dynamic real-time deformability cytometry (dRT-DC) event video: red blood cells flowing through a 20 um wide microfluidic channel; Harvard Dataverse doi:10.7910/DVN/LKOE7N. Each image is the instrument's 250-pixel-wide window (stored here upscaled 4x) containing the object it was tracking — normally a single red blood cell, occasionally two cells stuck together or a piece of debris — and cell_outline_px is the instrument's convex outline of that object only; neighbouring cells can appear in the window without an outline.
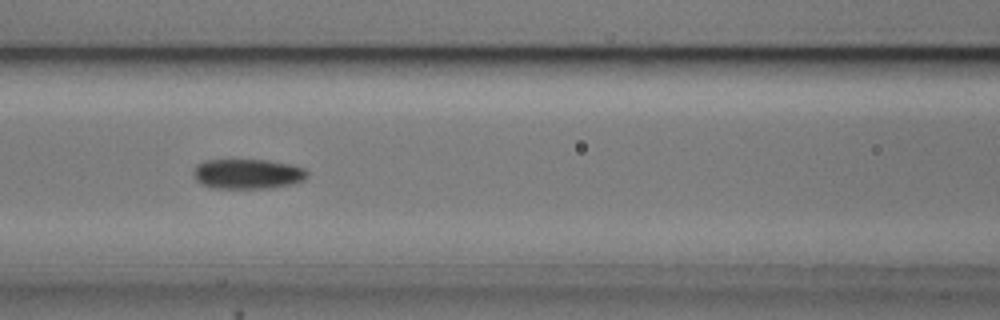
{"species": "common noctule bat (a hibernating species)", "species_latin": "Nyctalus noctula", "temperature_condition": "cold", "stored_images_in_passage": 10, "camera_frame_rate_fps": 3000, "um_per_image_px": 0.085, "animal": {"sex": "male", "body_mass_g": 20.5, "forearm_length_mm": 52.5}, "frame": {"image": 1, "passage_image": 6, "time_ms": 6.667, "image_size_px": [1000, 320], "cell_outline_px": [[308, 176], [304, 180], [292, 184], [268, 188], [212, 188], [196, 180], [192, 172], [196, 164], [204, 160], [268, 160], [288, 164], [304, 168], [308, 172]], "centroid_in_image_um": [21.04, 14.78], "position_along_channel_um": 145.6, "area_um2": 19.88}}
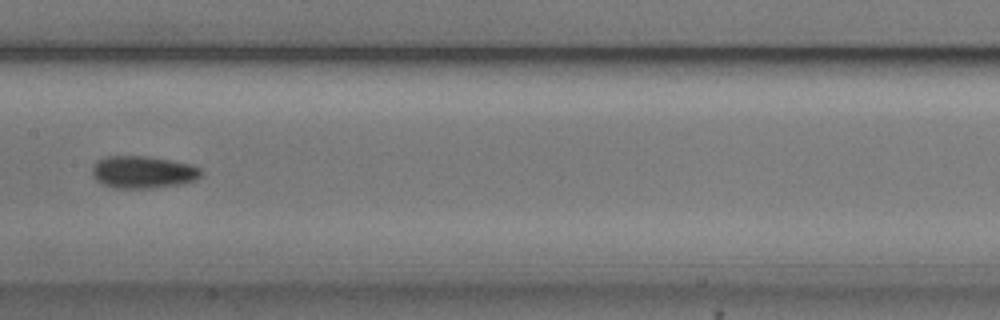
{"frame": {"image": 2, "passage_image": 7, "time_ms": 8.0, "image_size_px": [1000, 320], "cell_outline_px": [[204, 172], [196, 180], [180, 184], [148, 188], [116, 188], [104, 184], [96, 180], [92, 176], [92, 168], [96, 160], [104, 156], [152, 156], [192, 164], [200, 168]], "centroid_in_image_um": [12.16, 14.61], "position_along_channel_um": 195.2, "area_um2": 20.75}}
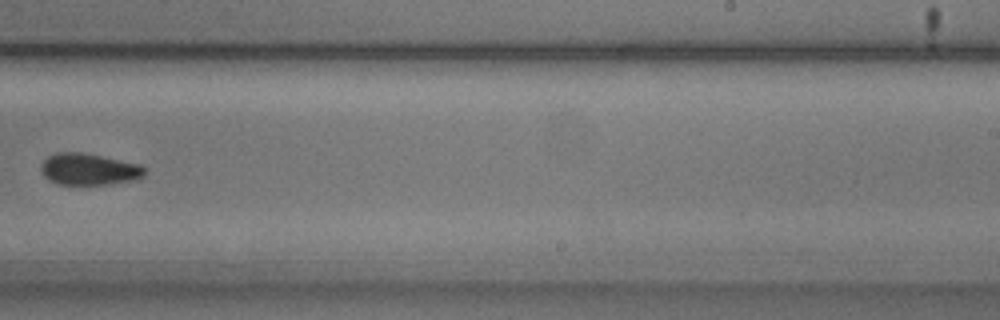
{"frame": {"image": 3, "passage_image": 9, "time_ms": 10.333, "image_size_px": [1000, 320], "cell_outline_px": [[144, 176], [136, 180], [108, 184], [56, 184], [48, 180], [44, 176], [40, 168], [40, 164], [48, 156], [56, 152], [80, 152], [140, 164], [144, 168]], "centroid_in_image_um": [7.52, 14.39], "position_along_channel_um": 281.5, "area_um2": 19.07}}